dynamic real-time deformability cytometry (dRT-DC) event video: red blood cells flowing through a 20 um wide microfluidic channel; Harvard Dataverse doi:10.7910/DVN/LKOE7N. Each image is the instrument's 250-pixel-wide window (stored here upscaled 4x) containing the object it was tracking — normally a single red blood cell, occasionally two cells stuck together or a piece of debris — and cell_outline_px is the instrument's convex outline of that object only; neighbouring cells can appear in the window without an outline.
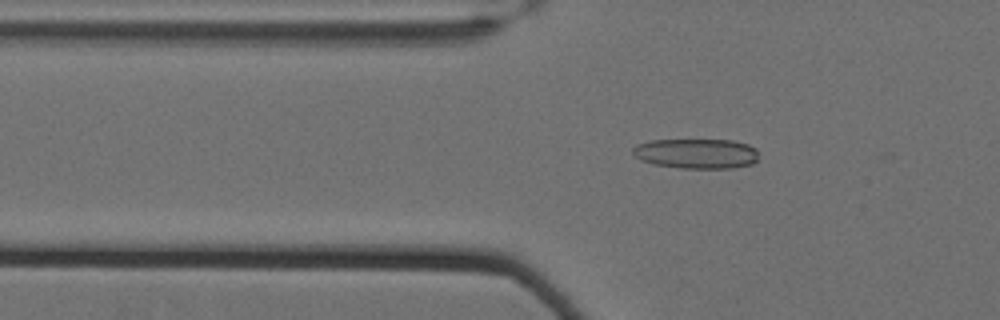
{"species": "Egyptian fruit bat (a non-hibernating species)", "species_latin": "Rousettus aegyptiacus", "temperature_condition": "cold", "stored_images_in_passage": 53, "camera_frame_rate_fps": 3000, "um_per_image_px": 0.085, "animal": {"sex": "female"}, "frame": {"image": 1, "passage_image": 17, "time_ms": 5.333, "image_size_px": [1000, 320], "cell_outline_px": [[756, 160], [752, 164], [732, 168], [680, 168], [652, 164], [640, 160], [632, 152], [632, 148], [636, 144], [652, 140], [732, 140], [748, 144], [756, 148]], "centroid_in_image_um": [59.16, 13.05], "position_along_channel_um": 66.6, "area_um2": 22.02}}
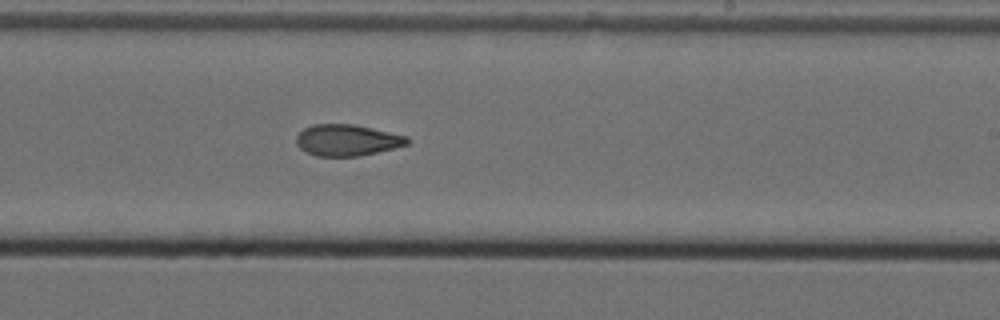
{"frame": {"image": 2, "passage_image": 34, "time_ms": 11.0, "image_size_px": [1000, 320], "cell_outline_px": [[408, 144], [360, 156], [316, 156], [300, 148], [296, 144], [296, 136], [304, 128], [312, 124], [352, 124], [408, 136]], "centroid_in_image_um": [29.47, 11.91], "position_along_channel_um": 259.5, "area_um2": 20.06}}
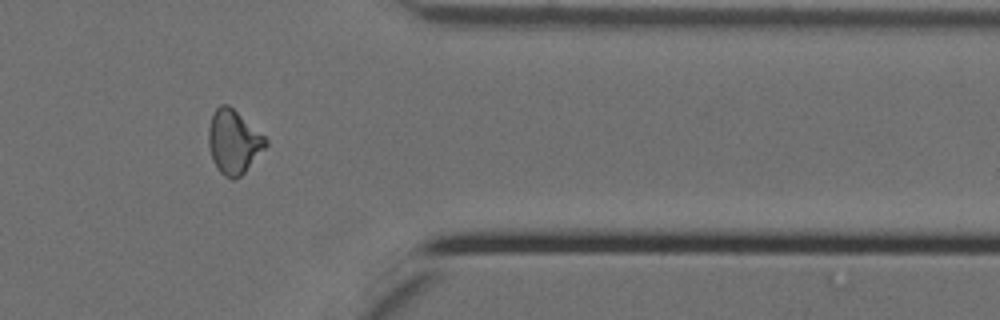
{"frame": {"image": 3, "passage_image": 46, "time_ms": 15.0, "image_size_px": [1000, 320], "cell_outline_px": [[268, 144], [244, 172], [240, 176], [232, 180], [224, 176], [216, 168], [212, 160], [208, 144], [208, 128], [212, 112], [220, 104], [228, 104], [264, 136], [268, 140]], "centroid_in_image_um": [19.82, 12.05], "position_along_channel_um": 391.6, "area_um2": 21.15}, "authors_computed_cell_mechanics": {"area_um2": 20.9236, "velocity_mm_per_s": 3.4915, "shape_relaxation_time_tau1_ms": null, "shape_relaxation_time_tau2_ms": 4.1441, "deformation_change_tau1": null, "deformation_change_tau2": 0.1038}}